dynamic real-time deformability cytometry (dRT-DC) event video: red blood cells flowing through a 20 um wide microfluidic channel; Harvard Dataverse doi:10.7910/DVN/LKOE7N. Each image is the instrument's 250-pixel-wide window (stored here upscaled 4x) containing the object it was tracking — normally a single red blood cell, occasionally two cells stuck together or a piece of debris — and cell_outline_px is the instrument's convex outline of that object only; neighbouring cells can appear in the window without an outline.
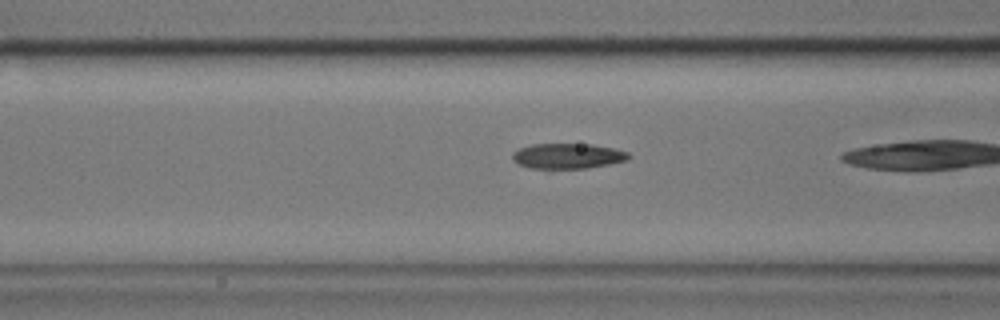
{"species": "common noctule bat (a hibernating species)", "species_latin": "Nyctalus noctula", "temperature_condition": "cold", "stored_images_in_passage": 23, "camera_frame_rate_fps": 3000, "um_per_image_px": 0.085, "animal": {"sex": "male", "body_mass_g": 17.9}, "frame": {"image": 1, "passage_image": 7, "time_ms": 2.0, "image_size_px": [1000, 320], "cell_outline_px": [[632, 156], [628, 160], [588, 168], [528, 168], [512, 160], [512, 152], [520, 148], [532, 144], [592, 144], [616, 148], [628, 152]], "centroid_in_image_um": [48.28, 13.25], "position_along_channel_um": 118.3, "area_um2": 17.22}}